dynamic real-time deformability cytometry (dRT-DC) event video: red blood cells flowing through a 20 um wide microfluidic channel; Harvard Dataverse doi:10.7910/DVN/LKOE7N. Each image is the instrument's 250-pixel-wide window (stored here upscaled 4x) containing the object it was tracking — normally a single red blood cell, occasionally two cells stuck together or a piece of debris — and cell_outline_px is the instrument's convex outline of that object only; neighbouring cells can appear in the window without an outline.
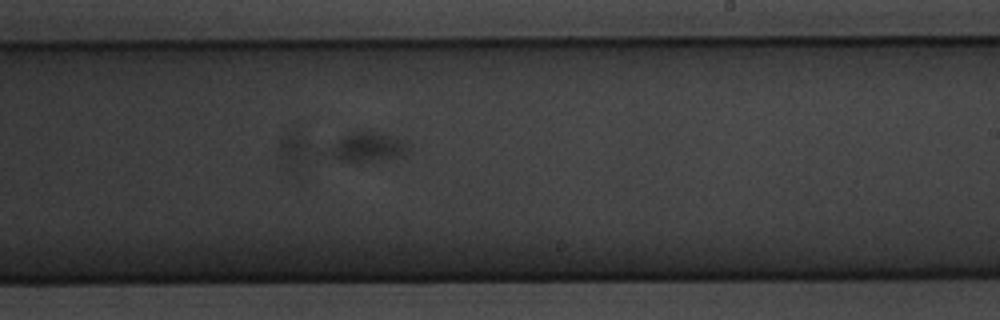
{"species": "common noctule bat (a hibernating species)", "species_latin": "Nyctalus noctula", "temperature_condition": "warm", "stored_images_in_passage": 31, "segment_of_instrument_passage": [3, 3], "camera_frame_rate_fps": 3000, "um_per_image_px": 0.085, "animal": {"sex": "male", "body_mass_g": 20.1, "forearm_length_mm": 53.5}, "frame": {"image": 1, "passage_image": 16, "time_ms": 5.0, "image_size_px": [1000, 320], "cell_outline_px": [[412, 152], [400, 156], [384, 160], [356, 164], [352, 164], [340, 160], [324, 148], [344, 136], [352, 132], [376, 132], [404, 140], [408, 144]], "centroid_in_image_um": [31.26, 12.55], "position_along_channel_um": 257.7, "area_um2": 13.93}}
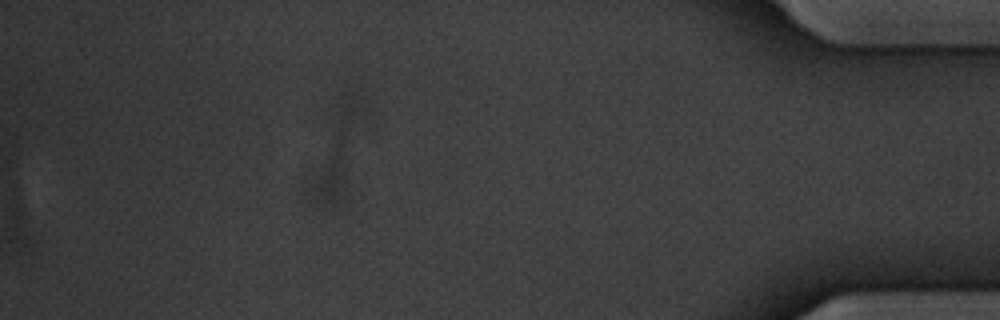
{"frame": {"image": 2, "passage_image": 31, "time_ms": 10.0, "image_size_px": [1000, 320], "cell_outline_px": [[356, 108], [344, 180], [340, 200], [336, 204], [332, 204], [320, 200], [312, 196], [340, 104], [344, 92], [352, 96], [356, 100]], "centroid_in_image_um": [28.62, 13.09], "position_along_channel_um": 406.6, "area_um2": 17.22}}